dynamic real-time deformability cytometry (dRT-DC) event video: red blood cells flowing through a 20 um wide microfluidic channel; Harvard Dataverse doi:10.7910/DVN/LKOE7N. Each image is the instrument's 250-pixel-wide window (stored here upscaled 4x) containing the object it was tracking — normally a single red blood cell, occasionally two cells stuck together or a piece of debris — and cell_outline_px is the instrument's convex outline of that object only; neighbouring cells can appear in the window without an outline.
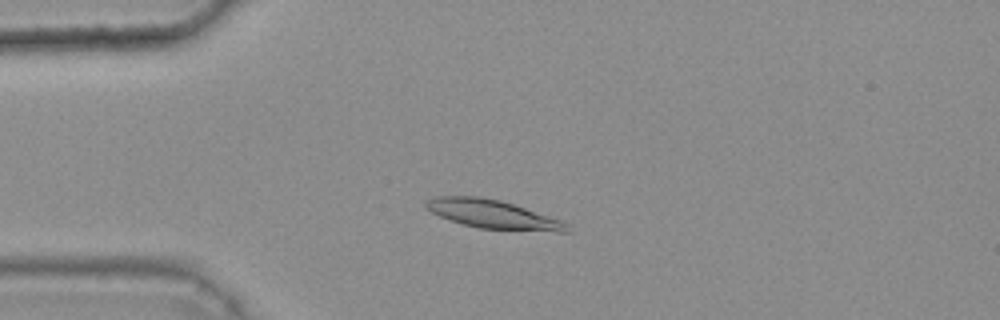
{"species": "common noctule bat (a hibernating species)", "species_latin": "Nyctalus noctula", "temperature_condition": "warm", "stored_images_in_passage": 43, "camera_frame_rate_fps": 3000, "um_per_image_px": 0.085, "animal": {"sex": "female", "body_mass_g": 25.1}, "frame": {"image": 1, "passage_image": 12, "time_ms": 3.667, "image_size_px": [1000, 320], "cell_outline_px": [[572, 232], [556, 232], [480, 228], [464, 224], [440, 216], [424, 208], [424, 200], [432, 196], [480, 196], [500, 200], [560, 220]], "centroid_in_image_um": [41.81, 18.2], "position_along_channel_um": 43.2, "area_um2": 23.24}}
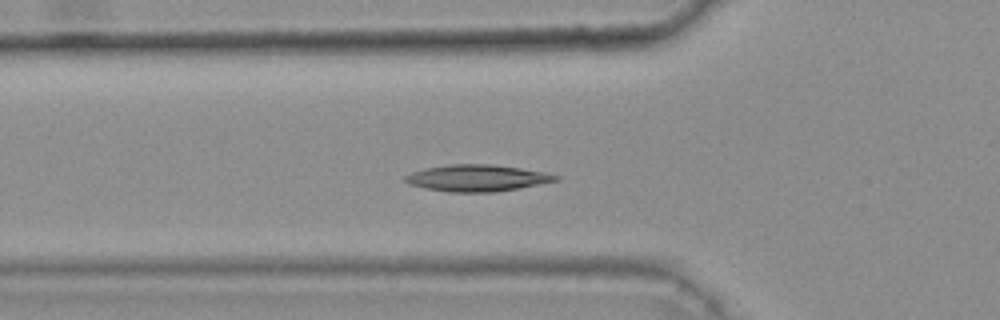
{"frame": {"image": 2, "passage_image": 17, "time_ms": 5.333, "image_size_px": [1000, 320], "cell_outline_px": [[560, 180], [516, 188], [492, 192], [448, 192], [424, 188], [408, 184], [404, 180], [404, 176], [412, 172], [428, 168], [452, 164], [488, 164], [520, 168], [544, 172], [560, 176]], "centroid_in_image_um": [40.53, 15.13], "position_along_channel_um": 85.3, "area_um2": 23.06}}
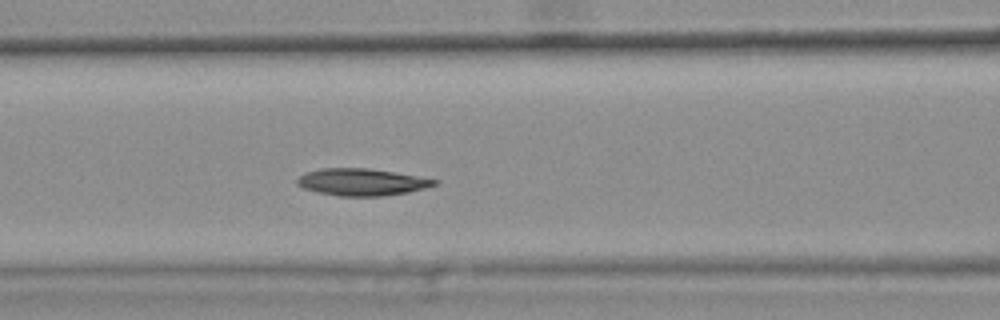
{"frame": {"image": 3, "passage_image": 21, "time_ms": 6.667, "image_size_px": [1000, 320], "cell_outline_px": [[440, 184], [408, 192], [384, 196], [340, 196], [316, 192], [304, 188], [296, 184], [296, 180], [304, 172], [320, 168], [368, 168], [440, 180]], "centroid_in_image_um": [30.74, 15.47], "position_along_channel_um": 135.9, "area_um2": 21.68}, "authors_computed_cell_mechanics": {"area_um2": 22.3108, "velocity_mm_per_s": 3.7852, "shape_relaxation_time_tau1_ms": null, "shape_relaxation_time_tau2_ms": 4.1987, "deformation_change_tau1": null, "deformation_change_tau2": 0.0905}}